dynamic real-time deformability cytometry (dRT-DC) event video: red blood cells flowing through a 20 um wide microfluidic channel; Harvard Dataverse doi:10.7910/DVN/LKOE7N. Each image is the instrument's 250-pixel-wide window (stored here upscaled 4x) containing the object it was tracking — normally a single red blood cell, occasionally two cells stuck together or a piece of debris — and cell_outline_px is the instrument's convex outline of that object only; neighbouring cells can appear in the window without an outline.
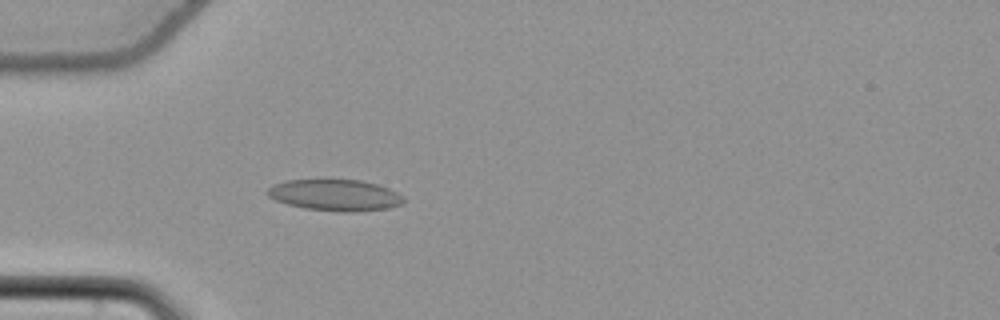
{"species": "common noctule bat (a hibernating species)", "species_latin": "Nyctalus noctula", "temperature_condition": "cold", "stored_images_in_passage": 53, "camera_frame_rate_fps": 3000, "um_per_image_px": 0.085, "animal": {"sex": "female", "body_mass_g": 22.7, "forearm_length_mm": 54.2}, "frame": {"image": 1, "passage_image": 15, "time_ms": 4.667, "image_size_px": [1000, 320], "cell_outline_px": [[404, 200], [400, 204], [388, 208], [352, 212], [336, 212], [304, 208], [288, 204], [276, 200], [268, 196], [264, 192], [272, 184], [284, 180], [324, 176], [360, 180], [376, 184], [388, 188], [404, 196]], "centroid_in_image_um": [28.39, 16.53], "position_along_channel_um": 56.6, "area_um2": 26.01}}
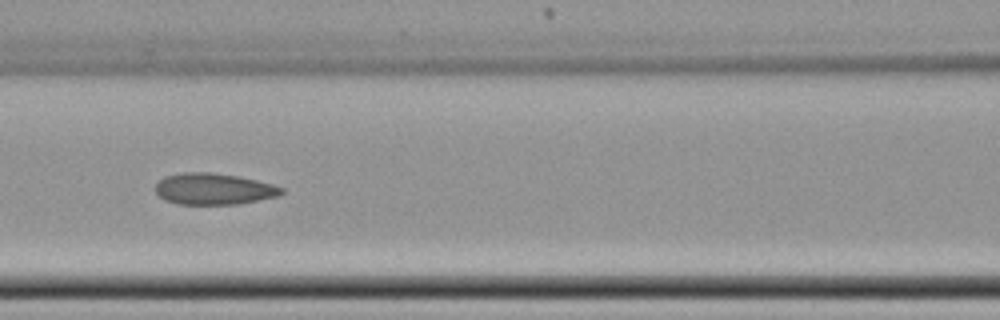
{"frame": {"image": 2, "passage_image": 23, "time_ms": 7.333, "image_size_px": [1000, 320], "cell_outline_px": [[284, 192], [280, 196], [240, 204], [176, 204], [164, 200], [156, 192], [156, 184], [164, 176], [184, 172], [212, 172], [236, 176], [256, 180], [272, 184], [284, 188]], "centroid_in_image_um": [18.18, 16.06], "position_along_channel_um": 148.4, "area_um2": 23.18}}
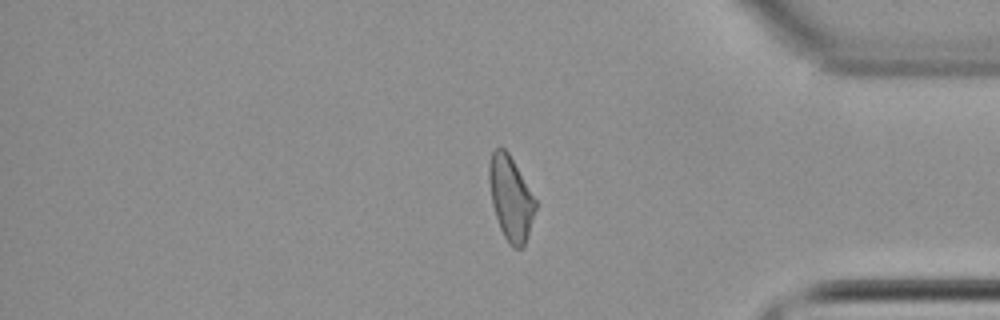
{"frame": {"image": 3, "passage_image": 44, "time_ms": 14.333, "image_size_px": [1000, 320], "cell_outline_px": [[536, 208], [524, 248], [512, 248], [508, 244], [500, 228], [492, 204], [488, 180], [488, 164], [492, 152], [496, 148], [504, 148], [508, 152], [536, 200]], "centroid_in_image_um": [43.39, 16.87], "position_along_channel_um": 391.8, "area_um2": 22.66}, "authors_computed_cell_mechanics": {"area_um2": 23.4668, "velocity_mm_per_s": 3.7751, "shape_relaxation_time_tau1_ms": null, "shape_relaxation_time_tau2_ms": 3.4164, "deformation_change_tau1": null, "deformation_change_tau2": 0.0744}}